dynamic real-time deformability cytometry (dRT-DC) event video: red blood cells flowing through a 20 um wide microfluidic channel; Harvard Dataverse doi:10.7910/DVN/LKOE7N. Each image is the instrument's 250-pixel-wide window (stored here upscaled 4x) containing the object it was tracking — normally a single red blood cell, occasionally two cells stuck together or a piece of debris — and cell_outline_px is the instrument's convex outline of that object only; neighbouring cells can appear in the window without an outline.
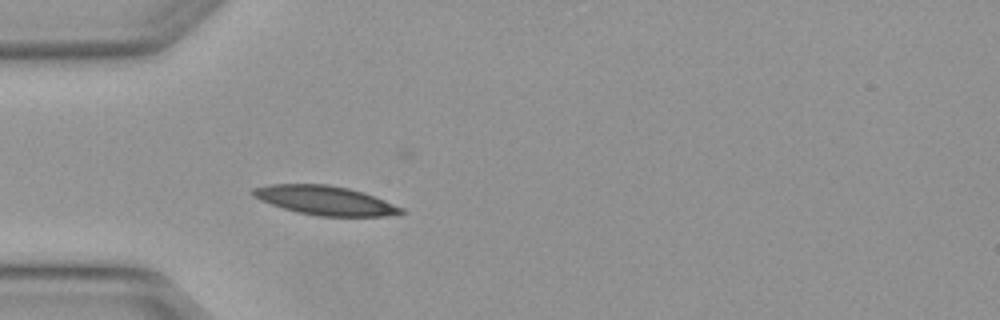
{"species": "Egyptian fruit bat (a non-hibernating species)", "species_latin": "Rousettus aegyptiacus", "temperature_condition": "warm", "stored_images_in_passage": 5, "camera_frame_rate_fps": 3000, "um_per_image_px": 0.085, "animal": {"sex": "female"}, "frame": {"image": 1, "passage_image": 5, "time_ms": 1.333, "image_size_px": [1000, 320], "cell_outline_px": [[404, 212], [384, 216], [316, 216], [296, 212], [260, 200], [252, 196], [248, 192], [252, 188], [272, 184], [328, 184], [348, 188], [384, 200], [404, 208]], "centroid_in_image_um": [27.57, 17.03], "position_along_channel_um": 57.4, "area_um2": 24.97}}